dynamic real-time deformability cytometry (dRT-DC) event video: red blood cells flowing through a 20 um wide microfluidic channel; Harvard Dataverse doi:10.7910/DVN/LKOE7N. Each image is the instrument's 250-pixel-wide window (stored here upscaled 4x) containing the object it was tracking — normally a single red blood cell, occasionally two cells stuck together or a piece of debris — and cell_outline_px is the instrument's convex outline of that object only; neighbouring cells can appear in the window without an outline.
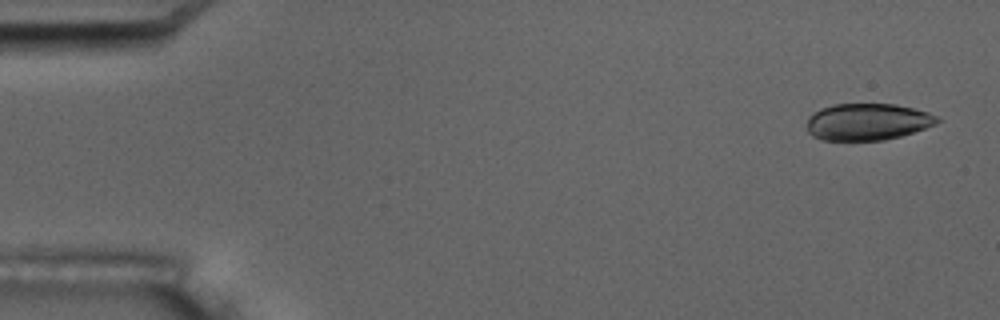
{"species": "common noctule bat (a hibernating species)", "species_latin": "Nyctalus noctula", "temperature_condition": "room temperature", "stored_images_in_passage": 5, "camera_frame_rate_fps": 3000, "um_per_image_px": 0.085, "animal": {"sex": "male", "body_mass_g": 17.5, "forearm_length_mm": 52.3}, "frame": {"image": 1, "passage_image": 1, "time_ms": 0.0, "image_size_px": [1000, 320], "cell_outline_px": [[944, 120], [936, 124], [900, 136], [884, 140], [824, 140], [812, 136], [808, 132], [808, 116], [812, 112], [820, 108], [832, 104], [896, 104], [928, 112]], "centroid_in_image_um": [73.73, 10.34], "position_along_channel_um": 11.3, "area_um2": 28.03}}
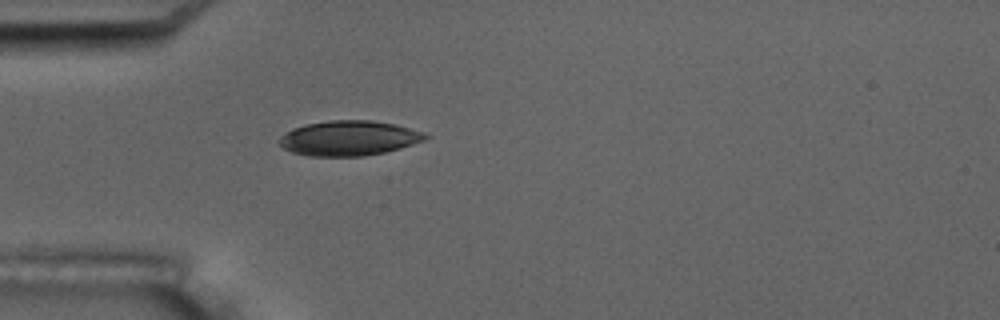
{"frame": {"image": 2, "passage_image": 5, "time_ms": 4.667, "image_size_px": [1000, 320], "cell_outline_px": [[432, 136], [424, 140], [400, 148], [384, 152], [364, 156], [312, 156], [292, 152], [284, 148], [280, 144], [280, 136], [292, 128], [308, 124], [328, 120], [372, 120], [396, 124], [424, 132]], "centroid_in_image_um": [29.69, 11.73], "position_along_channel_um": 55.3, "area_um2": 29.71}}